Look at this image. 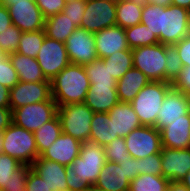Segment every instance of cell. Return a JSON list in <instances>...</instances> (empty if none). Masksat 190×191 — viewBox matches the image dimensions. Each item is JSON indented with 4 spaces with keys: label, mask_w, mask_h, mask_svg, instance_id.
<instances>
[{
    "label": "cell",
    "mask_w": 190,
    "mask_h": 191,
    "mask_svg": "<svg viewBox=\"0 0 190 191\" xmlns=\"http://www.w3.org/2000/svg\"><path fill=\"white\" fill-rule=\"evenodd\" d=\"M141 23L157 36L159 43L174 45L190 34V11L172 4H143Z\"/></svg>",
    "instance_id": "cell-1"
},
{
    "label": "cell",
    "mask_w": 190,
    "mask_h": 191,
    "mask_svg": "<svg viewBox=\"0 0 190 191\" xmlns=\"http://www.w3.org/2000/svg\"><path fill=\"white\" fill-rule=\"evenodd\" d=\"M105 163L104 146L82 142L79 155L66 167L68 191H85L93 186Z\"/></svg>",
    "instance_id": "cell-2"
},
{
    "label": "cell",
    "mask_w": 190,
    "mask_h": 191,
    "mask_svg": "<svg viewBox=\"0 0 190 191\" xmlns=\"http://www.w3.org/2000/svg\"><path fill=\"white\" fill-rule=\"evenodd\" d=\"M89 86L84 66L70 63L51 80V97L58 106L84 103Z\"/></svg>",
    "instance_id": "cell-3"
},
{
    "label": "cell",
    "mask_w": 190,
    "mask_h": 191,
    "mask_svg": "<svg viewBox=\"0 0 190 191\" xmlns=\"http://www.w3.org/2000/svg\"><path fill=\"white\" fill-rule=\"evenodd\" d=\"M171 87L170 82L150 81L130 102L141 125L155 127L156 117Z\"/></svg>",
    "instance_id": "cell-4"
},
{
    "label": "cell",
    "mask_w": 190,
    "mask_h": 191,
    "mask_svg": "<svg viewBox=\"0 0 190 191\" xmlns=\"http://www.w3.org/2000/svg\"><path fill=\"white\" fill-rule=\"evenodd\" d=\"M3 153L31 166L39 157L34 133L12 122L3 131Z\"/></svg>",
    "instance_id": "cell-5"
},
{
    "label": "cell",
    "mask_w": 190,
    "mask_h": 191,
    "mask_svg": "<svg viewBox=\"0 0 190 191\" xmlns=\"http://www.w3.org/2000/svg\"><path fill=\"white\" fill-rule=\"evenodd\" d=\"M94 112L85 103L58 106L62 132L81 142L89 141L91 121Z\"/></svg>",
    "instance_id": "cell-6"
},
{
    "label": "cell",
    "mask_w": 190,
    "mask_h": 191,
    "mask_svg": "<svg viewBox=\"0 0 190 191\" xmlns=\"http://www.w3.org/2000/svg\"><path fill=\"white\" fill-rule=\"evenodd\" d=\"M133 67L144 73L150 81L165 82V44L132 49Z\"/></svg>",
    "instance_id": "cell-7"
},
{
    "label": "cell",
    "mask_w": 190,
    "mask_h": 191,
    "mask_svg": "<svg viewBox=\"0 0 190 191\" xmlns=\"http://www.w3.org/2000/svg\"><path fill=\"white\" fill-rule=\"evenodd\" d=\"M7 7L12 24L22 32L44 29L45 18L35 0H0Z\"/></svg>",
    "instance_id": "cell-8"
},
{
    "label": "cell",
    "mask_w": 190,
    "mask_h": 191,
    "mask_svg": "<svg viewBox=\"0 0 190 191\" xmlns=\"http://www.w3.org/2000/svg\"><path fill=\"white\" fill-rule=\"evenodd\" d=\"M116 25V0H86L82 28L93 34Z\"/></svg>",
    "instance_id": "cell-9"
},
{
    "label": "cell",
    "mask_w": 190,
    "mask_h": 191,
    "mask_svg": "<svg viewBox=\"0 0 190 191\" xmlns=\"http://www.w3.org/2000/svg\"><path fill=\"white\" fill-rule=\"evenodd\" d=\"M58 105L55 101L21 106L12 111V122L27 131L35 132L43 124L57 115Z\"/></svg>",
    "instance_id": "cell-10"
},
{
    "label": "cell",
    "mask_w": 190,
    "mask_h": 191,
    "mask_svg": "<svg viewBox=\"0 0 190 191\" xmlns=\"http://www.w3.org/2000/svg\"><path fill=\"white\" fill-rule=\"evenodd\" d=\"M36 59L44 76L49 81L70 64L65 43L47 36L39 49Z\"/></svg>",
    "instance_id": "cell-11"
},
{
    "label": "cell",
    "mask_w": 190,
    "mask_h": 191,
    "mask_svg": "<svg viewBox=\"0 0 190 191\" xmlns=\"http://www.w3.org/2000/svg\"><path fill=\"white\" fill-rule=\"evenodd\" d=\"M128 153L134 159H143L161 152V133L153 126H140L124 137Z\"/></svg>",
    "instance_id": "cell-12"
},
{
    "label": "cell",
    "mask_w": 190,
    "mask_h": 191,
    "mask_svg": "<svg viewBox=\"0 0 190 191\" xmlns=\"http://www.w3.org/2000/svg\"><path fill=\"white\" fill-rule=\"evenodd\" d=\"M54 101L51 97V82L19 81L9 93V107L13 111L21 106Z\"/></svg>",
    "instance_id": "cell-13"
},
{
    "label": "cell",
    "mask_w": 190,
    "mask_h": 191,
    "mask_svg": "<svg viewBox=\"0 0 190 191\" xmlns=\"http://www.w3.org/2000/svg\"><path fill=\"white\" fill-rule=\"evenodd\" d=\"M190 113V95L170 88L156 117V125L159 131L176 120H186Z\"/></svg>",
    "instance_id": "cell-14"
},
{
    "label": "cell",
    "mask_w": 190,
    "mask_h": 191,
    "mask_svg": "<svg viewBox=\"0 0 190 191\" xmlns=\"http://www.w3.org/2000/svg\"><path fill=\"white\" fill-rule=\"evenodd\" d=\"M71 64L86 65L98 59L94 34L77 28L65 42Z\"/></svg>",
    "instance_id": "cell-15"
},
{
    "label": "cell",
    "mask_w": 190,
    "mask_h": 191,
    "mask_svg": "<svg viewBox=\"0 0 190 191\" xmlns=\"http://www.w3.org/2000/svg\"><path fill=\"white\" fill-rule=\"evenodd\" d=\"M162 176L170 182H180L190 170V148H161Z\"/></svg>",
    "instance_id": "cell-16"
},
{
    "label": "cell",
    "mask_w": 190,
    "mask_h": 191,
    "mask_svg": "<svg viewBox=\"0 0 190 191\" xmlns=\"http://www.w3.org/2000/svg\"><path fill=\"white\" fill-rule=\"evenodd\" d=\"M82 142L71 135L61 133L53 144L40 157L55 161L63 166H69L79 155Z\"/></svg>",
    "instance_id": "cell-17"
},
{
    "label": "cell",
    "mask_w": 190,
    "mask_h": 191,
    "mask_svg": "<svg viewBox=\"0 0 190 191\" xmlns=\"http://www.w3.org/2000/svg\"><path fill=\"white\" fill-rule=\"evenodd\" d=\"M98 59H104L114 52L128 50L125 29L118 25L104 28L94 34Z\"/></svg>",
    "instance_id": "cell-18"
},
{
    "label": "cell",
    "mask_w": 190,
    "mask_h": 191,
    "mask_svg": "<svg viewBox=\"0 0 190 191\" xmlns=\"http://www.w3.org/2000/svg\"><path fill=\"white\" fill-rule=\"evenodd\" d=\"M31 168L45 181L51 191H68L66 166L39 156Z\"/></svg>",
    "instance_id": "cell-19"
},
{
    "label": "cell",
    "mask_w": 190,
    "mask_h": 191,
    "mask_svg": "<svg viewBox=\"0 0 190 191\" xmlns=\"http://www.w3.org/2000/svg\"><path fill=\"white\" fill-rule=\"evenodd\" d=\"M108 115L114 127V136L124 138L132 130L142 126L130 103L118 102L108 112Z\"/></svg>",
    "instance_id": "cell-20"
},
{
    "label": "cell",
    "mask_w": 190,
    "mask_h": 191,
    "mask_svg": "<svg viewBox=\"0 0 190 191\" xmlns=\"http://www.w3.org/2000/svg\"><path fill=\"white\" fill-rule=\"evenodd\" d=\"M161 145L165 148L185 149L190 148V113L186 120L170 122L160 130Z\"/></svg>",
    "instance_id": "cell-21"
},
{
    "label": "cell",
    "mask_w": 190,
    "mask_h": 191,
    "mask_svg": "<svg viewBox=\"0 0 190 191\" xmlns=\"http://www.w3.org/2000/svg\"><path fill=\"white\" fill-rule=\"evenodd\" d=\"M94 186L102 191H129L130 181L123 167L106 161Z\"/></svg>",
    "instance_id": "cell-22"
},
{
    "label": "cell",
    "mask_w": 190,
    "mask_h": 191,
    "mask_svg": "<svg viewBox=\"0 0 190 191\" xmlns=\"http://www.w3.org/2000/svg\"><path fill=\"white\" fill-rule=\"evenodd\" d=\"M119 102L116 86L90 84L84 103L96 112L108 113Z\"/></svg>",
    "instance_id": "cell-23"
},
{
    "label": "cell",
    "mask_w": 190,
    "mask_h": 191,
    "mask_svg": "<svg viewBox=\"0 0 190 191\" xmlns=\"http://www.w3.org/2000/svg\"><path fill=\"white\" fill-rule=\"evenodd\" d=\"M150 82V79L140 70L132 67L117 81L119 102L130 103L138 92Z\"/></svg>",
    "instance_id": "cell-24"
},
{
    "label": "cell",
    "mask_w": 190,
    "mask_h": 191,
    "mask_svg": "<svg viewBox=\"0 0 190 191\" xmlns=\"http://www.w3.org/2000/svg\"><path fill=\"white\" fill-rule=\"evenodd\" d=\"M13 68L17 71L19 81L51 82L46 79L36 58L14 52L8 55Z\"/></svg>",
    "instance_id": "cell-25"
},
{
    "label": "cell",
    "mask_w": 190,
    "mask_h": 191,
    "mask_svg": "<svg viewBox=\"0 0 190 191\" xmlns=\"http://www.w3.org/2000/svg\"><path fill=\"white\" fill-rule=\"evenodd\" d=\"M89 141L106 146L119 136H114V127L108 113L96 112L91 121Z\"/></svg>",
    "instance_id": "cell-26"
},
{
    "label": "cell",
    "mask_w": 190,
    "mask_h": 191,
    "mask_svg": "<svg viewBox=\"0 0 190 191\" xmlns=\"http://www.w3.org/2000/svg\"><path fill=\"white\" fill-rule=\"evenodd\" d=\"M142 9L140 0H116V25L125 29L140 24Z\"/></svg>",
    "instance_id": "cell-27"
},
{
    "label": "cell",
    "mask_w": 190,
    "mask_h": 191,
    "mask_svg": "<svg viewBox=\"0 0 190 191\" xmlns=\"http://www.w3.org/2000/svg\"><path fill=\"white\" fill-rule=\"evenodd\" d=\"M77 28L64 12L45 19L44 31L46 36L64 43Z\"/></svg>",
    "instance_id": "cell-28"
},
{
    "label": "cell",
    "mask_w": 190,
    "mask_h": 191,
    "mask_svg": "<svg viewBox=\"0 0 190 191\" xmlns=\"http://www.w3.org/2000/svg\"><path fill=\"white\" fill-rule=\"evenodd\" d=\"M34 133L39 156L48 149L62 133L59 117L56 115L52 120L43 124Z\"/></svg>",
    "instance_id": "cell-29"
},
{
    "label": "cell",
    "mask_w": 190,
    "mask_h": 191,
    "mask_svg": "<svg viewBox=\"0 0 190 191\" xmlns=\"http://www.w3.org/2000/svg\"><path fill=\"white\" fill-rule=\"evenodd\" d=\"M102 60L108 65L110 75L118 81L133 67L132 49L114 52Z\"/></svg>",
    "instance_id": "cell-30"
},
{
    "label": "cell",
    "mask_w": 190,
    "mask_h": 191,
    "mask_svg": "<svg viewBox=\"0 0 190 191\" xmlns=\"http://www.w3.org/2000/svg\"><path fill=\"white\" fill-rule=\"evenodd\" d=\"M83 66L90 84L95 86H117V80L110 75L108 65H105L102 59H96Z\"/></svg>",
    "instance_id": "cell-31"
},
{
    "label": "cell",
    "mask_w": 190,
    "mask_h": 191,
    "mask_svg": "<svg viewBox=\"0 0 190 191\" xmlns=\"http://www.w3.org/2000/svg\"><path fill=\"white\" fill-rule=\"evenodd\" d=\"M125 36L130 49L159 43L157 36L142 23L125 28Z\"/></svg>",
    "instance_id": "cell-32"
},
{
    "label": "cell",
    "mask_w": 190,
    "mask_h": 191,
    "mask_svg": "<svg viewBox=\"0 0 190 191\" xmlns=\"http://www.w3.org/2000/svg\"><path fill=\"white\" fill-rule=\"evenodd\" d=\"M45 37L46 34L44 29L22 32L16 52L28 57L36 58Z\"/></svg>",
    "instance_id": "cell-33"
},
{
    "label": "cell",
    "mask_w": 190,
    "mask_h": 191,
    "mask_svg": "<svg viewBox=\"0 0 190 191\" xmlns=\"http://www.w3.org/2000/svg\"><path fill=\"white\" fill-rule=\"evenodd\" d=\"M169 182L162 175L142 174L130 182L129 191H166Z\"/></svg>",
    "instance_id": "cell-34"
},
{
    "label": "cell",
    "mask_w": 190,
    "mask_h": 191,
    "mask_svg": "<svg viewBox=\"0 0 190 191\" xmlns=\"http://www.w3.org/2000/svg\"><path fill=\"white\" fill-rule=\"evenodd\" d=\"M165 60V82L172 83L184 67L174 45H165Z\"/></svg>",
    "instance_id": "cell-35"
},
{
    "label": "cell",
    "mask_w": 190,
    "mask_h": 191,
    "mask_svg": "<svg viewBox=\"0 0 190 191\" xmlns=\"http://www.w3.org/2000/svg\"><path fill=\"white\" fill-rule=\"evenodd\" d=\"M22 31L15 25H11L6 30L0 32V50L6 55L17 51Z\"/></svg>",
    "instance_id": "cell-36"
},
{
    "label": "cell",
    "mask_w": 190,
    "mask_h": 191,
    "mask_svg": "<svg viewBox=\"0 0 190 191\" xmlns=\"http://www.w3.org/2000/svg\"><path fill=\"white\" fill-rule=\"evenodd\" d=\"M106 161L119 164L124 160H129L131 155L128 153L125 139L118 137L105 147Z\"/></svg>",
    "instance_id": "cell-37"
},
{
    "label": "cell",
    "mask_w": 190,
    "mask_h": 191,
    "mask_svg": "<svg viewBox=\"0 0 190 191\" xmlns=\"http://www.w3.org/2000/svg\"><path fill=\"white\" fill-rule=\"evenodd\" d=\"M31 169V166L22 164L13 172L7 186H3L0 191H26L28 172Z\"/></svg>",
    "instance_id": "cell-38"
},
{
    "label": "cell",
    "mask_w": 190,
    "mask_h": 191,
    "mask_svg": "<svg viewBox=\"0 0 190 191\" xmlns=\"http://www.w3.org/2000/svg\"><path fill=\"white\" fill-rule=\"evenodd\" d=\"M21 165L22 163L17 159L4 153L0 154V190L3 186H7L13 172H15Z\"/></svg>",
    "instance_id": "cell-39"
},
{
    "label": "cell",
    "mask_w": 190,
    "mask_h": 191,
    "mask_svg": "<svg viewBox=\"0 0 190 191\" xmlns=\"http://www.w3.org/2000/svg\"><path fill=\"white\" fill-rule=\"evenodd\" d=\"M18 82L17 71L13 68L9 56L6 55L0 60V84L12 89Z\"/></svg>",
    "instance_id": "cell-40"
},
{
    "label": "cell",
    "mask_w": 190,
    "mask_h": 191,
    "mask_svg": "<svg viewBox=\"0 0 190 191\" xmlns=\"http://www.w3.org/2000/svg\"><path fill=\"white\" fill-rule=\"evenodd\" d=\"M139 175L152 174L162 175L161 154H153L143 159H138Z\"/></svg>",
    "instance_id": "cell-41"
},
{
    "label": "cell",
    "mask_w": 190,
    "mask_h": 191,
    "mask_svg": "<svg viewBox=\"0 0 190 191\" xmlns=\"http://www.w3.org/2000/svg\"><path fill=\"white\" fill-rule=\"evenodd\" d=\"M86 0H73L72 2L66 3L62 12L73 21V23L80 27L81 19L84 15Z\"/></svg>",
    "instance_id": "cell-42"
},
{
    "label": "cell",
    "mask_w": 190,
    "mask_h": 191,
    "mask_svg": "<svg viewBox=\"0 0 190 191\" xmlns=\"http://www.w3.org/2000/svg\"><path fill=\"white\" fill-rule=\"evenodd\" d=\"M45 19L63 11L64 0H35Z\"/></svg>",
    "instance_id": "cell-43"
},
{
    "label": "cell",
    "mask_w": 190,
    "mask_h": 191,
    "mask_svg": "<svg viewBox=\"0 0 190 191\" xmlns=\"http://www.w3.org/2000/svg\"><path fill=\"white\" fill-rule=\"evenodd\" d=\"M171 86L177 91L190 95V66L183 67Z\"/></svg>",
    "instance_id": "cell-44"
},
{
    "label": "cell",
    "mask_w": 190,
    "mask_h": 191,
    "mask_svg": "<svg viewBox=\"0 0 190 191\" xmlns=\"http://www.w3.org/2000/svg\"><path fill=\"white\" fill-rule=\"evenodd\" d=\"M26 191H51L45 181L32 169L28 172Z\"/></svg>",
    "instance_id": "cell-45"
},
{
    "label": "cell",
    "mask_w": 190,
    "mask_h": 191,
    "mask_svg": "<svg viewBox=\"0 0 190 191\" xmlns=\"http://www.w3.org/2000/svg\"><path fill=\"white\" fill-rule=\"evenodd\" d=\"M183 66H190V34L181 39L178 43L174 44Z\"/></svg>",
    "instance_id": "cell-46"
},
{
    "label": "cell",
    "mask_w": 190,
    "mask_h": 191,
    "mask_svg": "<svg viewBox=\"0 0 190 191\" xmlns=\"http://www.w3.org/2000/svg\"><path fill=\"white\" fill-rule=\"evenodd\" d=\"M119 165L124 168L130 182L139 175L138 159L130 158L119 162Z\"/></svg>",
    "instance_id": "cell-47"
},
{
    "label": "cell",
    "mask_w": 190,
    "mask_h": 191,
    "mask_svg": "<svg viewBox=\"0 0 190 191\" xmlns=\"http://www.w3.org/2000/svg\"><path fill=\"white\" fill-rule=\"evenodd\" d=\"M12 123V110L10 107H0V131H4Z\"/></svg>",
    "instance_id": "cell-48"
},
{
    "label": "cell",
    "mask_w": 190,
    "mask_h": 191,
    "mask_svg": "<svg viewBox=\"0 0 190 191\" xmlns=\"http://www.w3.org/2000/svg\"><path fill=\"white\" fill-rule=\"evenodd\" d=\"M12 25L8 8L0 4V32Z\"/></svg>",
    "instance_id": "cell-49"
},
{
    "label": "cell",
    "mask_w": 190,
    "mask_h": 191,
    "mask_svg": "<svg viewBox=\"0 0 190 191\" xmlns=\"http://www.w3.org/2000/svg\"><path fill=\"white\" fill-rule=\"evenodd\" d=\"M10 89L0 84V107H9Z\"/></svg>",
    "instance_id": "cell-50"
},
{
    "label": "cell",
    "mask_w": 190,
    "mask_h": 191,
    "mask_svg": "<svg viewBox=\"0 0 190 191\" xmlns=\"http://www.w3.org/2000/svg\"><path fill=\"white\" fill-rule=\"evenodd\" d=\"M166 191H189V190L180 181V182H169Z\"/></svg>",
    "instance_id": "cell-51"
},
{
    "label": "cell",
    "mask_w": 190,
    "mask_h": 191,
    "mask_svg": "<svg viewBox=\"0 0 190 191\" xmlns=\"http://www.w3.org/2000/svg\"><path fill=\"white\" fill-rule=\"evenodd\" d=\"M143 4H157L161 6H168L171 4V0H140Z\"/></svg>",
    "instance_id": "cell-52"
},
{
    "label": "cell",
    "mask_w": 190,
    "mask_h": 191,
    "mask_svg": "<svg viewBox=\"0 0 190 191\" xmlns=\"http://www.w3.org/2000/svg\"><path fill=\"white\" fill-rule=\"evenodd\" d=\"M171 4L186 8L190 11V0H171Z\"/></svg>",
    "instance_id": "cell-53"
},
{
    "label": "cell",
    "mask_w": 190,
    "mask_h": 191,
    "mask_svg": "<svg viewBox=\"0 0 190 191\" xmlns=\"http://www.w3.org/2000/svg\"><path fill=\"white\" fill-rule=\"evenodd\" d=\"M181 182L190 191V170L187 172L186 176L181 180Z\"/></svg>",
    "instance_id": "cell-54"
},
{
    "label": "cell",
    "mask_w": 190,
    "mask_h": 191,
    "mask_svg": "<svg viewBox=\"0 0 190 191\" xmlns=\"http://www.w3.org/2000/svg\"><path fill=\"white\" fill-rule=\"evenodd\" d=\"M3 153V131H0V154Z\"/></svg>",
    "instance_id": "cell-55"
},
{
    "label": "cell",
    "mask_w": 190,
    "mask_h": 191,
    "mask_svg": "<svg viewBox=\"0 0 190 191\" xmlns=\"http://www.w3.org/2000/svg\"><path fill=\"white\" fill-rule=\"evenodd\" d=\"M85 191H102L101 189L95 187L94 185L86 189Z\"/></svg>",
    "instance_id": "cell-56"
},
{
    "label": "cell",
    "mask_w": 190,
    "mask_h": 191,
    "mask_svg": "<svg viewBox=\"0 0 190 191\" xmlns=\"http://www.w3.org/2000/svg\"><path fill=\"white\" fill-rule=\"evenodd\" d=\"M5 56H6V54L2 53L1 50H0V60H2Z\"/></svg>",
    "instance_id": "cell-57"
},
{
    "label": "cell",
    "mask_w": 190,
    "mask_h": 191,
    "mask_svg": "<svg viewBox=\"0 0 190 191\" xmlns=\"http://www.w3.org/2000/svg\"><path fill=\"white\" fill-rule=\"evenodd\" d=\"M73 0H64L65 4L66 3H69V2H72Z\"/></svg>",
    "instance_id": "cell-58"
}]
</instances>
